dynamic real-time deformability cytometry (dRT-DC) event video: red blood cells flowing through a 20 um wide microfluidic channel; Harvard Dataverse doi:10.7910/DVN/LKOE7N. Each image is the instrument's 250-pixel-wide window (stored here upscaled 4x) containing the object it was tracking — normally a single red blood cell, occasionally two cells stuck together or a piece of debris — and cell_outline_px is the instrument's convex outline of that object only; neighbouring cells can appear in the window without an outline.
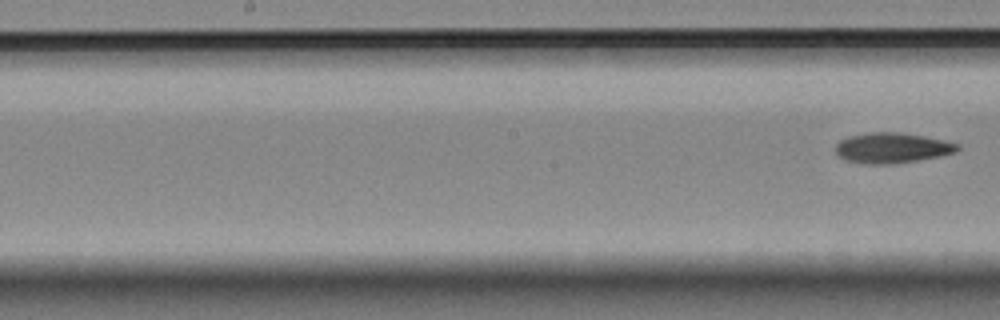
{"species": "Egyptian fruit bat (a non-hibernating species)", "species_latin": "Rousettus aegyptiacus", "temperature_condition": "room temperature", "stored_images_in_passage": 10, "segment_of_instrument_passage": [2, 2], "camera_frame_rate_fps": 3000, "um_per_image_px": 0.085, "animal": {"sex": "female"}, "frame": {"image": 1, "passage_image": 10, "time_ms": 11.0, "image_size_px": [1000, 320], "cell_outline_px": [[960, 148], [956, 152], [916, 160], [892, 164], [864, 164], [844, 160], [836, 152], [836, 144], [840, 140], [848, 136], [872, 132], [900, 132], [924, 136], [944, 140], [960, 144]], "centroid_in_image_um": [75.8, 12.57], "position_along_channel_um": 172.4, "area_um2": 21.5}}